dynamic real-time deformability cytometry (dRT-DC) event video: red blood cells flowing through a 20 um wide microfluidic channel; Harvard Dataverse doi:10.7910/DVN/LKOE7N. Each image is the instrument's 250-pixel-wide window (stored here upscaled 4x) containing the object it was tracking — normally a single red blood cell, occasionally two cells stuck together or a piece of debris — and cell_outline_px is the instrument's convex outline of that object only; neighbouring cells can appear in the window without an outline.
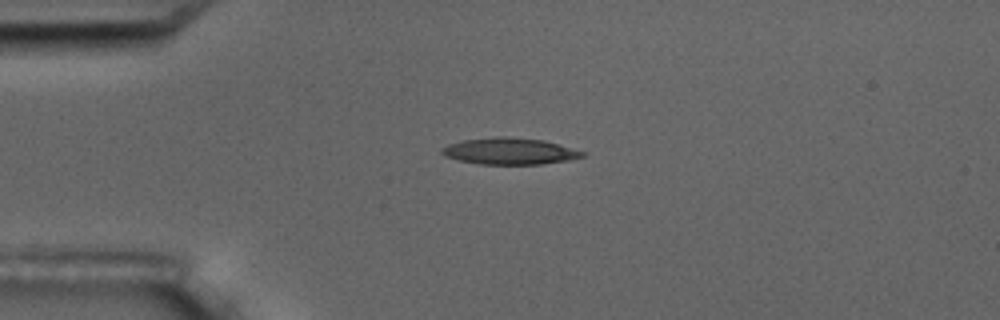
{"species": "common noctule bat (a hibernating species)", "species_latin": "Nyctalus noctula", "temperature_condition": "room temperature", "stored_images_in_passage": 2, "camera_frame_rate_fps": 3000, "um_per_image_px": 0.085, "animal": {"sex": "male", "body_mass_g": 17.5, "forearm_length_mm": 52.3}, "frame": {"image": 1, "passage_image": 1, "time_ms": 0.0, "image_size_px": [1000, 320], "cell_outline_px": [[584, 156], [568, 160], [540, 164], [480, 164], [460, 160], [444, 156], [440, 152], [440, 148], [448, 144], [464, 140], [496, 136], [504, 136], [544, 140], [584, 152]], "centroid_in_image_um": [43.26, 12.84], "position_along_channel_um": 41.7, "area_um2": 21.56}}